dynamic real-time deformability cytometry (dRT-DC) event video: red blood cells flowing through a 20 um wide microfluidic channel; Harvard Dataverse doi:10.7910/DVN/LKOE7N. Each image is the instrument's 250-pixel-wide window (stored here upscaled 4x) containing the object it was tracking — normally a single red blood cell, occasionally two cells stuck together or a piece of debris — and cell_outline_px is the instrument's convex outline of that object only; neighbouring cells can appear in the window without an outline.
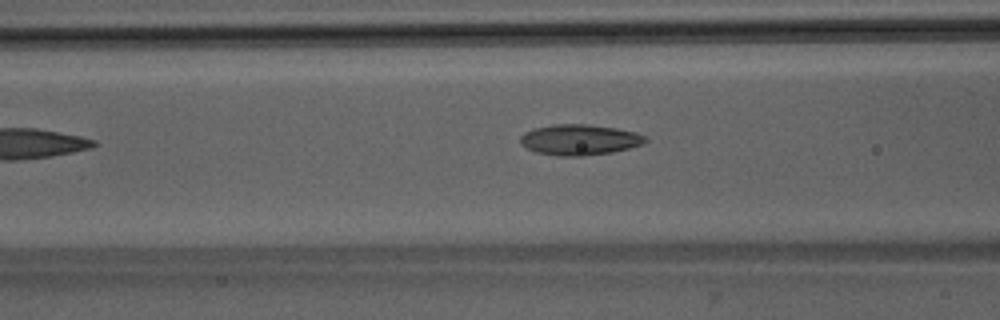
{"species": "Egyptian fruit bat (a non-hibernating species)", "species_latin": "Rousettus aegyptiacus", "temperature_condition": "room temperature", "stored_images_in_passage": 36, "camera_frame_rate_fps": 3000, "um_per_image_px": 0.085, "animal": {"sex": "male"}, "frame": {"image": 1, "passage_image": 6, "time_ms": 1.667, "image_size_px": [1000, 320], "cell_outline_px": [[648, 140], [644, 144], [612, 152], [584, 156], [556, 156], [536, 152], [520, 144], [520, 136], [524, 132], [536, 128], [552, 124], [588, 124], [616, 128], [636, 132], [648, 136]], "centroid_in_image_um": [49.28, 11.88], "position_along_channel_um": 117.3, "area_um2": 22.54}}
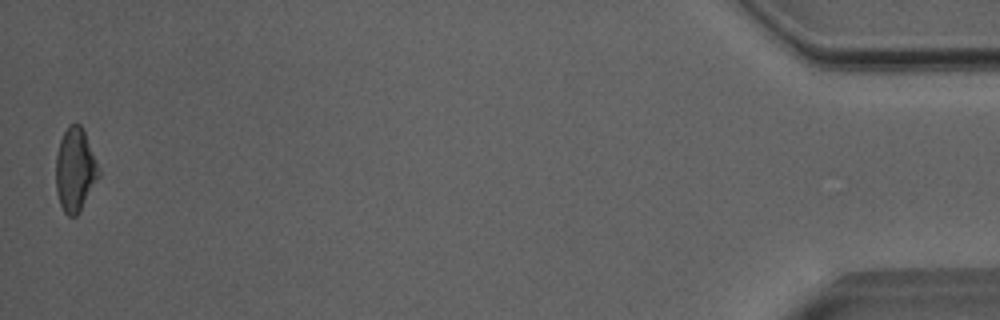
{"frame": {"image": 2, "passage_image": 36, "time_ms": 11.667, "image_size_px": [1000, 320], "cell_outline_px": [[100, 176], [80, 212], [76, 216], [68, 216], [64, 212], [60, 204], [56, 192], [56, 152], [60, 140], [68, 124], [80, 124], [84, 132], [100, 168]], "centroid_in_image_um": [6.39, 14.46], "position_along_channel_um": 428.8, "area_um2": 20.98}, "authors_computed_cell_mechanics": {"area_um2": 21.0681, "velocity_mm_per_s": 4.0576, "shape_relaxation_time_tau1_ms": 7.6702, "shape_relaxation_time_tau2_ms": 2.871, "deformation_change_tau1": 0.1851, "deformation_change_tau2": 0.1198}}